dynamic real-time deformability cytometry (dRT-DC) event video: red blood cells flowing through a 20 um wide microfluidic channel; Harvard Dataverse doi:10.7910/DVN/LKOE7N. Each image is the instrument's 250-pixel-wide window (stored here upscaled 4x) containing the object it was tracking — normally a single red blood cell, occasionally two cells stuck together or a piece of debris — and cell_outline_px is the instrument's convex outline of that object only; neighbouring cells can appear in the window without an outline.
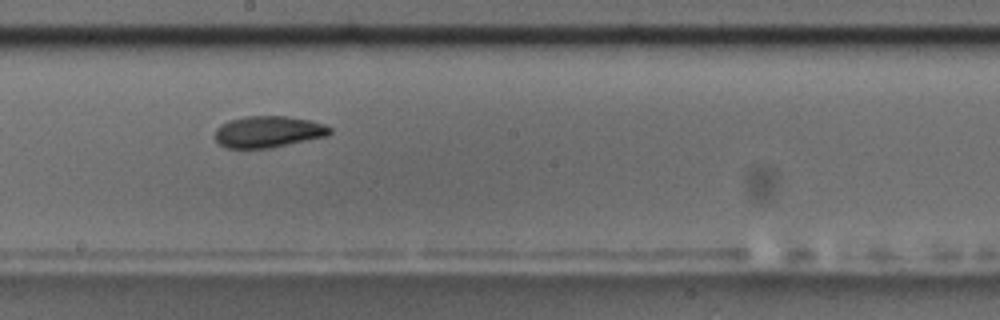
{"species": "common noctule bat (a hibernating species)", "species_latin": "Nyctalus noctula", "temperature_condition": "room temperature", "stored_images_in_passage": 12, "camera_frame_rate_fps": 3000, "um_per_image_px": 0.085, "animal": {"sex": "male", "body_mass_g": 17.5, "forearm_length_mm": 52.3}, "frame": {"image": 1, "passage_image": 6, "time_ms": 6.667, "image_size_px": [1000, 320], "cell_outline_px": [[332, 132], [328, 136], [272, 148], [228, 148], [220, 144], [216, 140], [216, 128], [220, 124], [228, 120], [244, 116], [288, 116], [308, 120], [324, 124], [332, 128]], "centroid_in_image_um": [22.82, 11.2], "position_along_channel_um": 225.4, "area_um2": 21.27}}
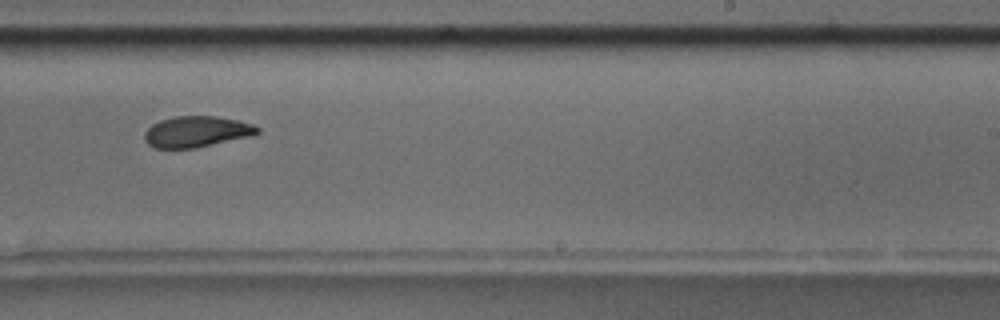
{"frame": {"image": 2, "passage_image": 7, "time_ms": 8.0, "image_size_px": [1000, 320], "cell_outline_px": [[260, 132], [252, 136], [196, 148], [156, 148], [148, 144], [144, 140], [144, 132], [152, 124], [160, 120], [172, 116], [216, 116], [236, 120], [252, 124], [260, 128]], "centroid_in_image_um": [16.7, 11.19], "position_along_channel_um": 272.3, "area_um2": 20.52}, "authors_computed_cell_mechanics": {"area_um2": 21.2993, "velocity_mm_per_s": 3.5096, "shape_relaxation_time_tau1_ms": 6.4938, "shape_relaxation_time_tau2_ms": null, "deformation_change_tau1": 0.1928, "deformation_change_tau2": null}}